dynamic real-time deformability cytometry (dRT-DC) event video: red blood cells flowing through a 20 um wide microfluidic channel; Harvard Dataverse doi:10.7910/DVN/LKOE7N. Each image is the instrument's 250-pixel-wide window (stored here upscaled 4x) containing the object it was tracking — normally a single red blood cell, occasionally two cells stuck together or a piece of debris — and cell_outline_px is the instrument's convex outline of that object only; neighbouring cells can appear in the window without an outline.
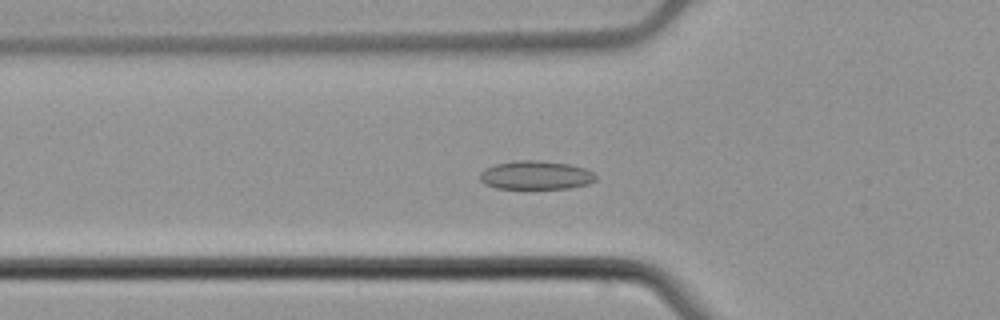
{"species": "common noctule bat (a hibernating species)", "species_latin": "Nyctalus noctula", "temperature_condition": "cold", "stored_images_in_passage": 58, "camera_frame_rate_fps": 3000, "um_per_image_px": 0.085, "animal": {"sex": "male", "body_mass_g": 21.5, "forearm_length_mm": 52.0}, "frame": {"image": 1, "passage_image": 21, "time_ms": 6.667, "image_size_px": [1000, 320], "cell_outline_px": [[596, 180], [588, 184], [568, 188], [496, 188], [484, 184], [480, 180], [480, 172], [484, 168], [496, 164], [516, 160], [536, 160], [568, 164], [584, 168], [592, 172], [596, 176]], "centroid_in_image_um": [45.51, 14.89], "position_along_channel_um": 80.3, "area_um2": 19.25}}
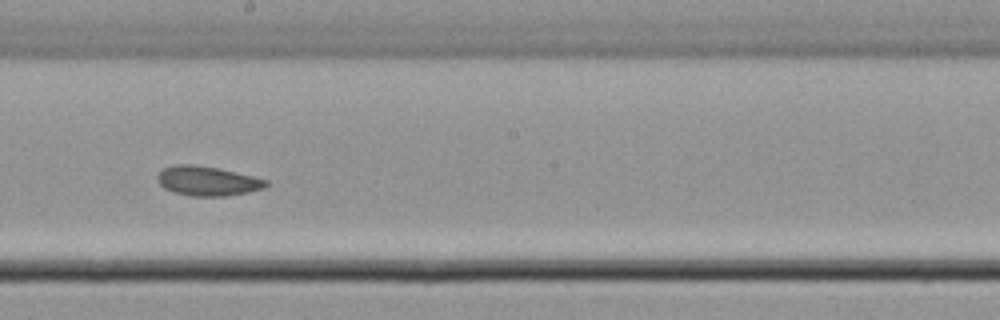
{"frame": {"image": 2, "passage_image": 33, "time_ms": 10.667, "image_size_px": [1000, 320], "cell_outline_px": [[268, 184], [264, 188], [248, 192], [224, 196], [192, 196], [176, 192], [164, 188], [156, 180], [156, 176], [164, 168], [176, 164], [196, 164], [236, 172], [268, 180]], "centroid_in_image_um": [17.62, 15.38], "position_along_channel_um": 230.6, "area_um2": 18.55}}
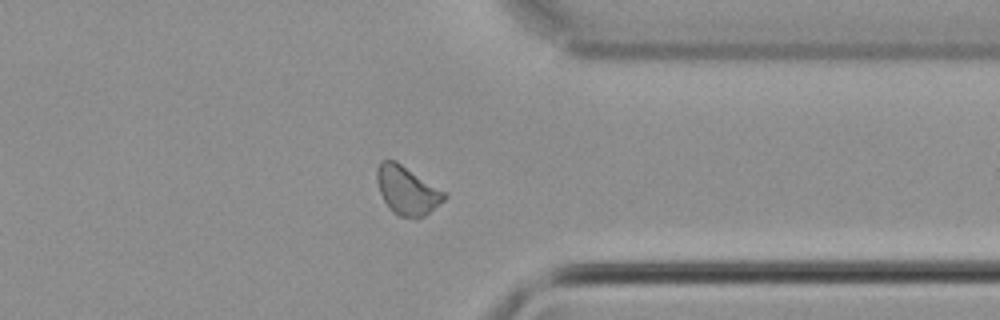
{"frame": {"image": 3, "passage_image": 45, "time_ms": 14.667, "image_size_px": [1000, 320], "cell_outline_px": [[448, 196], [444, 200], [424, 216], [400, 216], [392, 212], [388, 208], [380, 192], [376, 180], [376, 168], [380, 160], [396, 160], [448, 192]], "centroid_in_image_um": [34.61, 16.13], "position_along_channel_um": 376.8, "area_um2": 19.25}}